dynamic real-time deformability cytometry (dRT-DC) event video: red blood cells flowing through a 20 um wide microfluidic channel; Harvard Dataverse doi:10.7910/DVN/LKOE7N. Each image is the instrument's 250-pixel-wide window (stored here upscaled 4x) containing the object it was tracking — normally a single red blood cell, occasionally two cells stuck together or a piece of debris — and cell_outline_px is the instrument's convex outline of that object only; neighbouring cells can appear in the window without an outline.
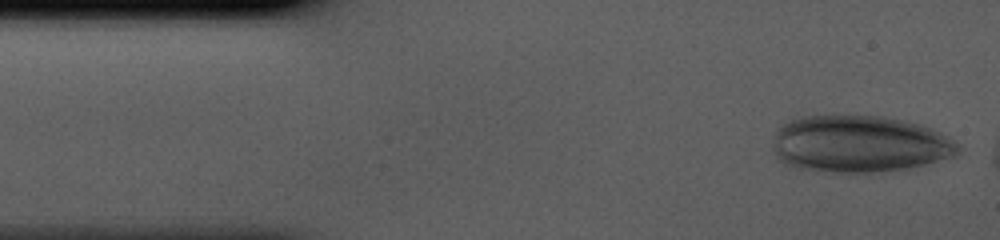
{"species": "human", "species_latin": "Homo sapiens", "temperature_condition": "cold", "stored_images_in_passage": 7, "camera_frame_rate_fps": 3000, "um_per_image_px": 0.085, "donor": {"sex": "male"}, "frame": {"image": 1, "passage_image": 1, "time_ms": 0.0, "image_size_px": [1000, 240], "cell_outline_px": [[960, 152], [956, 156], [908, 168], [884, 172], [816, 172], [788, 168], [776, 156], [772, 148], [772, 140], [776, 132], [788, 120], [800, 116], [836, 112], [884, 116], [916, 124], [940, 132], [948, 136], [960, 144]], "centroid_in_image_um": [72.97, 12.22], "position_along_channel_um": 12.0, "area_um2": 63.35}}